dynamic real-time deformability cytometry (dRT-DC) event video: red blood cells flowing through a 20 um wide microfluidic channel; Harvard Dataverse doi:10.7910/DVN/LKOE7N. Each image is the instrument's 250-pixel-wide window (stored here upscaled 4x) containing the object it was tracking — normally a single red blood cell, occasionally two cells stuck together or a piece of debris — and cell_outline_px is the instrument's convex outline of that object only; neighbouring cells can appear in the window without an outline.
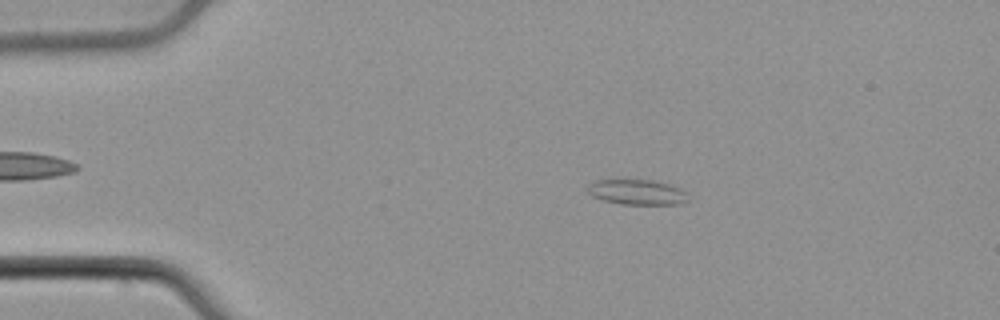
{"species": "common noctule bat (a hibernating species)", "species_latin": "Nyctalus noctula", "temperature_condition": "cold", "stored_images_in_passage": 54, "camera_frame_rate_fps": 3000, "um_per_image_px": 0.085, "animal": {"sex": "male", "body_mass_g": 21.5, "forearm_length_mm": 52.0}, "frame": {"image": 1, "passage_image": 11, "time_ms": 3.333, "image_size_px": [1000, 320], "cell_outline_px": [[688, 200], [680, 204], [620, 204], [604, 200], [592, 196], [584, 188], [588, 184], [596, 180], [652, 180], [668, 184], [680, 188], [684, 192]], "centroid_in_image_um": [54.09, 16.33], "position_along_channel_um": 30.9, "area_um2": 14.68}}
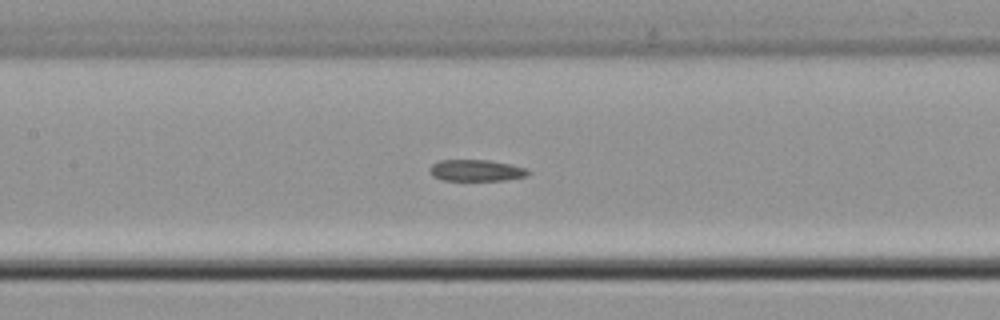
{"frame": {"image": 2, "passage_image": 26, "time_ms": 8.333, "image_size_px": [1000, 320], "cell_outline_px": [[532, 172], [528, 176], [504, 180], [444, 180], [432, 176], [428, 168], [432, 164], [440, 160], [488, 160], [512, 164], [528, 168]], "centroid_in_image_um": [40.52, 14.48], "position_along_channel_um": 166.9, "area_um2": 12.48}}
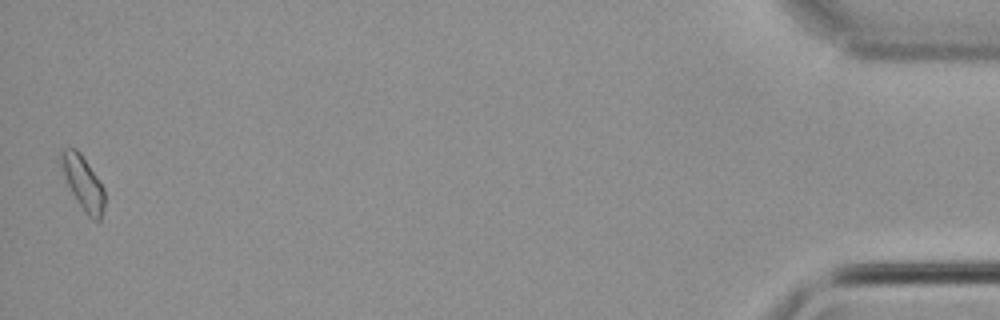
{"frame": {"image": 3, "passage_image": 54, "time_ms": 17.667, "image_size_px": [1000, 320], "cell_outline_px": [[104, 208], [100, 220], [96, 220], [88, 216], [72, 192], [68, 184], [60, 164], [60, 152], [64, 148], [76, 148], [80, 152], [104, 188]], "centroid_in_image_um": [7.06, 15.51], "position_along_channel_um": 428.1, "area_um2": 13.24}}